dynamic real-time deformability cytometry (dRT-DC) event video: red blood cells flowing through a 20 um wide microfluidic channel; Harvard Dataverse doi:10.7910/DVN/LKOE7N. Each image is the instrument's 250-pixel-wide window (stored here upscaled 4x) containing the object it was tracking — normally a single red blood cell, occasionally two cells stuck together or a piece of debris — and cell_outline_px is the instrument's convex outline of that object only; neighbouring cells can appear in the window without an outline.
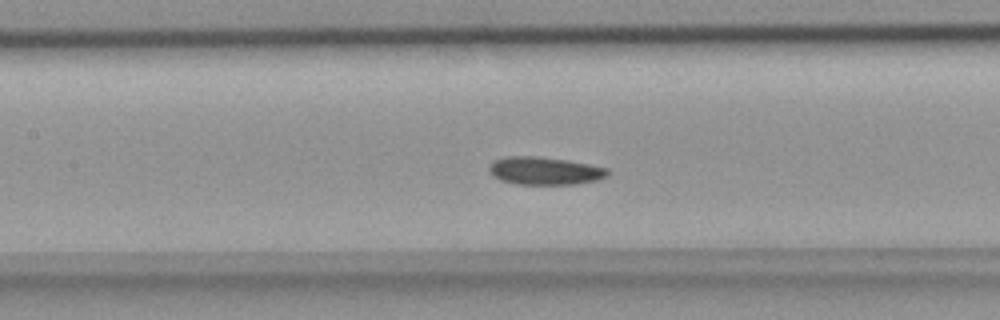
{"species": "common noctule bat (a hibernating species)", "species_latin": "Nyctalus noctula", "temperature_condition": "room temperature", "stored_images_in_passage": 50, "camera_frame_rate_fps": 3000, "um_per_image_px": 0.085, "animal": {"sex": "female", "body_mass_g": 18.4}, "frame": {"image": 1, "passage_image": 22, "time_ms": 7.0, "image_size_px": [1000, 320], "cell_outline_px": [[608, 176], [596, 180], [576, 184], [516, 184], [500, 180], [492, 176], [488, 172], [488, 164], [492, 160], [504, 156], [536, 156], [568, 160], [608, 168]], "centroid_in_image_um": [46.23, 14.51], "position_along_channel_um": 161.2, "area_um2": 19.48}}
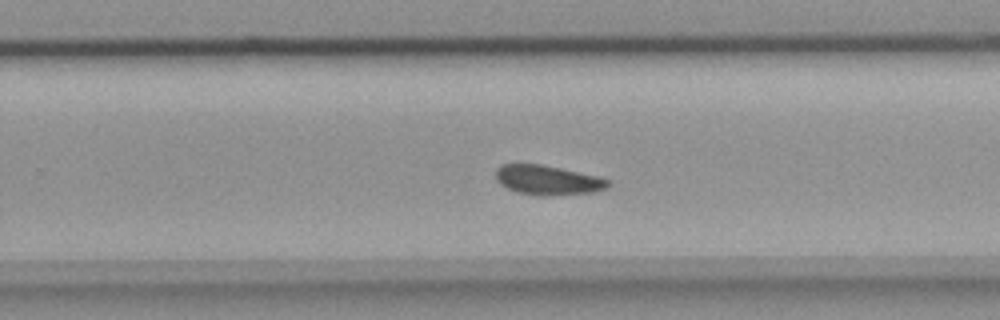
{"frame": {"image": 2, "passage_image": 31, "time_ms": 10.0, "image_size_px": [1000, 320], "cell_outline_px": [[612, 184], [608, 188], [596, 192], [520, 192], [508, 188], [500, 184], [496, 180], [496, 168], [500, 164], [540, 164], [600, 176], [608, 180]], "centroid_in_image_um": [46.57, 15.23], "position_along_channel_um": 283.2, "area_um2": 18.32}}
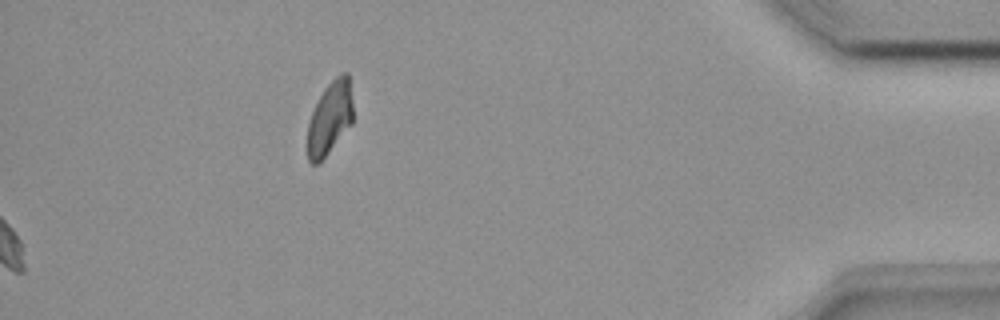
{"frame": {"image": 3, "passage_image": 50, "time_ms": 16.333, "image_size_px": [1000, 320], "cell_outline_px": [[352, 124], [324, 156], [316, 164], [312, 164], [308, 160], [308, 120], [324, 88], [340, 72], [348, 72], [352, 100]], "centroid_in_image_um": [28.04, 9.98], "position_along_channel_um": 407.2, "area_um2": 19.07}}